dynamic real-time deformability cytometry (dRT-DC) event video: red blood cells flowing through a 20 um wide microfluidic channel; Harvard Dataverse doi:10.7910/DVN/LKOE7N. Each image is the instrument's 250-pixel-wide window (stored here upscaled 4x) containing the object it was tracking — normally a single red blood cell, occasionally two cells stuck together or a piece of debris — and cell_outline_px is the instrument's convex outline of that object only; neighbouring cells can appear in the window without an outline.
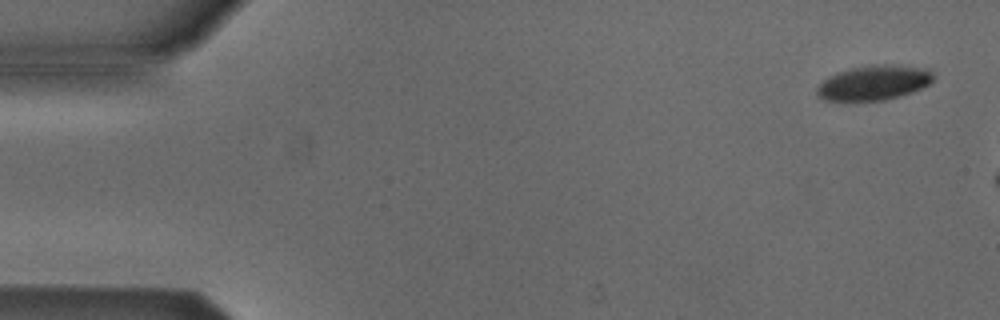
{"species": "Egyptian fruit bat (a non-hibernating species)", "species_latin": "Rousettus aegyptiacus", "temperature_condition": "cold", "stored_images_in_passage": 3, "camera_frame_rate_fps": 3000, "um_per_image_px": 0.085, "animal": {"sex": "male"}, "frame": {"image": 1, "passage_image": 1, "time_ms": 0.0, "image_size_px": [1000, 320], "cell_outline_px": [[932, 80], [928, 84], [912, 92], [884, 100], [824, 100], [816, 96], [816, 88], [828, 76], [836, 72], [852, 68], [872, 64], [900, 64], [928, 68], [932, 72]], "centroid_in_image_um": [74.27, 7.01], "position_along_channel_um": 10.7, "area_um2": 23.64}}